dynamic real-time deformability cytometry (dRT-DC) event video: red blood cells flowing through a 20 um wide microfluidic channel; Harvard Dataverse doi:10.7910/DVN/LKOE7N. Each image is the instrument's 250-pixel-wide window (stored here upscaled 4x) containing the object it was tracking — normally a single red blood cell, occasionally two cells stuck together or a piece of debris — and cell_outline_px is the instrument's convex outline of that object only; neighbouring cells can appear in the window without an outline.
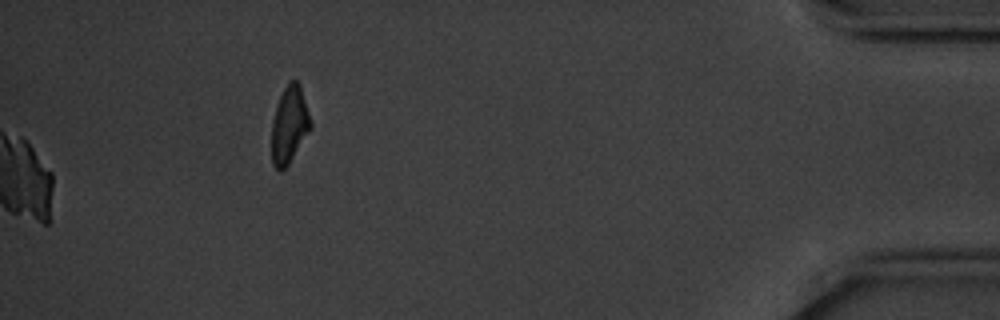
{"species": "common noctule bat (a hibernating species)", "species_latin": "Nyctalus noctula", "temperature_condition": "cold", "stored_images_in_passage": 56, "camera_frame_rate_fps": 3000, "um_per_image_px": 0.085, "animal": {"sex": "male", "body_mass_g": 20.1, "forearm_length_mm": 53.5}, "frame": {"image": 1, "passage_image": 56, "time_ms": 18.333, "image_size_px": [1000, 320], "cell_outline_px": [[312, 128], [288, 164], [280, 172], [272, 164], [272, 120], [276, 104], [288, 80], [296, 80], [300, 84], [312, 124]], "centroid_in_image_um": [24.59, 10.59], "position_along_channel_um": 410.6, "area_um2": 17.51}}